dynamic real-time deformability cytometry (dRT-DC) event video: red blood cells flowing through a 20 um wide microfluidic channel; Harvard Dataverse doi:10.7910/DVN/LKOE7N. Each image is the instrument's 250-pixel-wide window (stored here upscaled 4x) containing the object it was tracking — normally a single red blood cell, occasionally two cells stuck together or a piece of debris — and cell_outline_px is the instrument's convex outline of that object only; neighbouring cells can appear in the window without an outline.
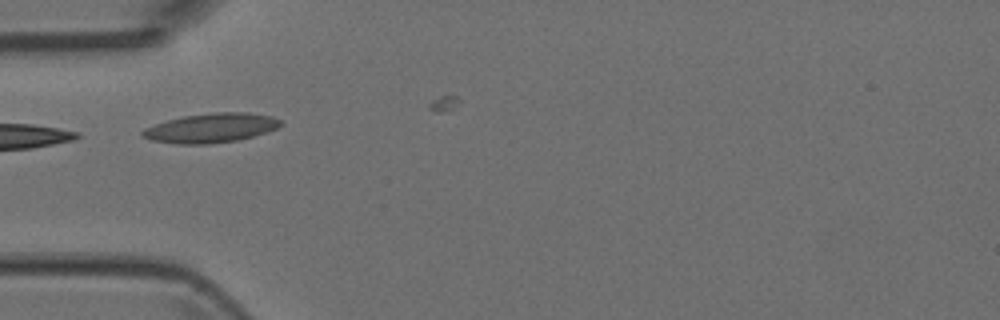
{"species": "Egyptian fruit bat (a non-hibernating species)", "species_latin": "Rousettus aegyptiacus", "temperature_condition": "room temperature", "stored_images_in_passage": 5, "camera_frame_rate_fps": 3000, "um_per_image_px": 0.085, "animal": {"sex": "female"}, "frame": {"image": 1, "passage_image": 4, "time_ms": 1.0, "image_size_px": [1000, 320], "cell_outline_px": [[284, 124], [276, 128], [252, 136], [236, 140], [208, 144], [176, 144], [152, 140], [140, 136], [140, 132], [144, 128], [168, 120], [184, 116], [216, 112], [248, 112], [272, 116], [280, 120]], "centroid_in_image_um": [17.91, 10.87], "position_along_channel_um": 67.1, "area_um2": 23.47}}